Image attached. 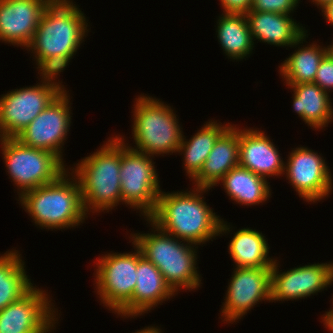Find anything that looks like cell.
<instances>
[{"mask_svg":"<svg viewBox=\"0 0 333 333\" xmlns=\"http://www.w3.org/2000/svg\"><path fill=\"white\" fill-rule=\"evenodd\" d=\"M0 144L6 171L17 186L19 197L55 181L67 170L53 153L24 146L16 138H0Z\"/></svg>","mask_w":333,"mask_h":333,"instance_id":"ba28073f","label":"cell"},{"mask_svg":"<svg viewBox=\"0 0 333 333\" xmlns=\"http://www.w3.org/2000/svg\"><path fill=\"white\" fill-rule=\"evenodd\" d=\"M245 16L253 41L296 48L308 38L305 27L296 23L290 15L250 10Z\"/></svg>","mask_w":333,"mask_h":333,"instance_id":"d6986e66","label":"cell"},{"mask_svg":"<svg viewBox=\"0 0 333 333\" xmlns=\"http://www.w3.org/2000/svg\"><path fill=\"white\" fill-rule=\"evenodd\" d=\"M145 220L153 227V232L131 233L129 237L142 255L160 270L166 284L175 294L181 288L183 291H193L200 287L201 275L196 267L198 246L165 233L148 218Z\"/></svg>","mask_w":333,"mask_h":333,"instance_id":"3957f363","label":"cell"},{"mask_svg":"<svg viewBox=\"0 0 333 333\" xmlns=\"http://www.w3.org/2000/svg\"><path fill=\"white\" fill-rule=\"evenodd\" d=\"M208 190L210 188L194 187L184 192L161 191L155 211L148 219L165 233L195 245L228 234L232 227L203 200L202 195Z\"/></svg>","mask_w":333,"mask_h":333,"instance_id":"6da1fadb","label":"cell"},{"mask_svg":"<svg viewBox=\"0 0 333 333\" xmlns=\"http://www.w3.org/2000/svg\"><path fill=\"white\" fill-rule=\"evenodd\" d=\"M19 253L13 249L0 256V311L19 300L33 287Z\"/></svg>","mask_w":333,"mask_h":333,"instance_id":"484cf974","label":"cell"},{"mask_svg":"<svg viewBox=\"0 0 333 333\" xmlns=\"http://www.w3.org/2000/svg\"><path fill=\"white\" fill-rule=\"evenodd\" d=\"M52 0H0V41L27 48Z\"/></svg>","mask_w":333,"mask_h":333,"instance_id":"2e32d148","label":"cell"},{"mask_svg":"<svg viewBox=\"0 0 333 333\" xmlns=\"http://www.w3.org/2000/svg\"><path fill=\"white\" fill-rule=\"evenodd\" d=\"M326 93L333 89V57L327 53L321 60L314 82Z\"/></svg>","mask_w":333,"mask_h":333,"instance_id":"f546056e","label":"cell"},{"mask_svg":"<svg viewBox=\"0 0 333 333\" xmlns=\"http://www.w3.org/2000/svg\"><path fill=\"white\" fill-rule=\"evenodd\" d=\"M216 32L228 58L239 61L251 55L255 43L245 14L222 13L217 20Z\"/></svg>","mask_w":333,"mask_h":333,"instance_id":"603a6c76","label":"cell"},{"mask_svg":"<svg viewBox=\"0 0 333 333\" xmlns=\"http://www.w3.org/2000/svg\"><path fill=\"white\" fill-rule=\"evenodd\" d=\"M262 130L239 129V165L263 178L284 175L285 162Z\"/></svg>","mask_w":333,"mask_h":333,"instance_id":"ac0fdd59","label":"cell"},{"mask_svg":"<svg viewBox=\"0 0 333 333\" xmlns=\"http://www.w3.org/2000/svg\"><path fill=\"white\" fill-rule=\"evenodd\" d=\"M328 48V53L333 57V42L331 43V45L327 46Z\"/></svg>","mask_w":333,"mask_h":333,"instance_id":"8d00e7d4","label":"cell"},{"mask_svg":"<svg viewBox=\"0 0 333 333\" xmlns=\"http://www.w3.org/2000/svg\"><path fill=\"white\" fill-rule=\"evenodd\" d=\"M161 329L157 326H148L145 327L143 329H140L139 331L135 332V333H161ZM133 333V332H132Z\"/></svg>","mask_w":333,"mask_h":333,"instance_id":"836d02e7","label":"cell"},{"mask_svg":"<svg viewBox=\"0 0 333 333\" xmlns=\"http://www.w3.org/2000/svg\"><path fill=\"white\" fill-rule=\"evenodd\" d=\"M86 21L72 0H52L26 50L32 51L35 63L55 55L74 56L89 31Z\"/></svg>","mask_w":333,"mask_h":333,"instance_id":"5b68a950","label":"cell"},{"mask_svg":"<svg viewBox=\"0 0 333 333\" xmlns=\"http://www.w3.org/2000/svg\"><path fill=\"white\" fill-rule=\"evenodd\" d=\"M49 296L45 290L33 286L6 306L0 311V333H50L56 329L58 309Z\"/></svg>","mask_w":333,"mask_h":333,"instance_id":"7c38bea8","label":"cell"},{"mask_svg":"<svg viewBox=\"0 0 333 333\" xmlns=\"http://www.w3.org/2000/svg\"><path fill=\"white\" fill-rule=\"evenodd\" d=\"M275 259L271 267V301L305 299L322 292L333 283V262L297 266L279 272L280 265Z\"/></svg>","mask_w":333,"mask_h":333,"instance_id":"9a60e30c","label":"cell"},{"mask_svg":"<svg viewBox=\"0 0 333 333\" xmlns=\"http://www.w3.org/2000/svg\"><path fill=\"white\" fill-rule=\"evenodd\" d=\"M322 322L325 325V328L329 329L333 333V316H323Z\"/></svg>","mask_w":333,"mask_h":333,"instance_id":"d6a6232c","label":"cell"},{"mask_svg":"<svg viewBox=\"0 0 333 333\" xmlns=\"http://www.w3.org/2000/svg\"><path fill=\"white\" fill-rule=\"evenodd\" d=\"M239 128L230 125L217 139L200 172L191 180L194 187L213 188L239 165Z\"/></svg>","mask_w":333,"mask_h":333,"instance_id":"ffe728a7","label":"cell"},{"mask_svg":"<svg viewBox=\"0 0 333 333\" xmlns=\"http://www.w3.org/2000/svg\"><path fill=\"white\" fill-rule=\"evenodd\" d=\"M73 56L55 55L53 57L42 58L36 64L38 67V74H40V82H46L59 87L62 91L65 90L57 76L60 72H63ZM40 72V73H39Z\"/></svg>","mask_w":333,"mask_h":333,"instance_id":"83f0119b","label":"cell"},{"mask_svg":"<svg viewBox=\"0 0 333 333\" xmlns=\"http://www.w3.org/2000/svg\"><path fill=\"white\" fill-rule=\"evenodd\" d=\"M224 13L246 14L251 10L252 0H220Z\"/></svg>","mask_w":333,"mask_h":333,"instance_id":"4dcf8cb0","label":"cell"},{"mask_svg":"<svg viewBox=\"0 0 333 333\" xmlns=\"http://www.w3.org/2000/svg\"><path fill=\"white\" fill-rule=\"evenodd\" d=\"M137 279L132 298L116 313L120 317L136 318L175 297L160 270L147 260L137 247Z\"/></svg>","mask_w":333,"mask_h":333,"instance_id":"e0dca14e","label":"cell"},{"mask_svg":"<svg viewBox=\"0 0 333 333\" xmlns=\"http://www.w3.org/2000/svg\"><path fill=\"white\" fill-rule=\"evenodd\" d=\"M284 173L299 197L308 203L332 193V176L325 159L307 147H296L289 153Z\"/></svg>","mask_w":333,"mask_h":333,"instance_id":"5bb4252c","label":"cell"},{"mask_svg":"<svg viewBox=\"0 0 333 333\" xmlns=\"http://www.w3.org/2000/svg\"><path fill=\"white\" fill-rule=\"evenodd\" d=\"M68 92L62 91L15 137L24 146L53 153L63 163L62 150L70 130L72 117Z\"/></svg>","mask_w":333,"mask_h":333,"instance_id":"8fae6325","label":"cell"},{"mask_svg":"<svg viewBox=\"0 0 333 333\" xmlns=\"http://www.w3.org/2000/svg\"><path fill=\"white\" fill-rule=\"evenodd\" d=\"M220 123V124H219ZM210 120L198 130L189 140L183 135L178 153L183 155L186 175L192 180L202 169L209 153L219 136L231 125Z\"/></svg>","mask_w":333,"mask_h":333,"instance_id":"d4e9b609","label":"cell"},{"mask_svg":"<svg viewBox=\"0 0 333 333\" xmlns=\"http://www.w3.org/2000/svg\"><path fill=\"white\" fill-rule=\"evenodd\" d=\"M333 0H312V2L315 3V5H317L318 8H323L326 4L332 2Z\"/></svg>","mask_w":333,"mask_h":333,"instance_id":"e575fe53","label":"cell"},{"mask_svg":"<svg viewBox=\"0 0 333 333\" xmlns=\"http://www.w3.org/2000/svg\"><path fill=\"white\" fill-rule=\"evenodd\" d=\"M328 53L327 47L314 42L298 47L292 55L279 66V74L287 86L298 83H313L319 64Z\"/></svg>","mask_w":333,"mask_h":333,"instance_id":"4316f807","label":"cell"},{"mask_svg":"<svg viewBox=\"0 0 333 333\" xmlns=\"http://www.w3.org/2000/svg\"><path fill=\"white\" fill-rule=\"evenodd\" d=\"M332 304H333V298H332ZM331 306H333V305H331ZM322 316H333V307H332V309L330 308L329 311L325 312V314Z\"/></svg>","mask_w":333,"mask_h":333,"instance_id":"d590c367","label":"cell"},{"mask_svg":"<svg viewBox=\"0 0 333 333\" xmlns=\"http://www.w3.org/2000/svg\"><path fill=\"white\" fill-rule=\"evenodd\" d=\"M293 91V109L308 126L324 129L333 120L332 100L329 94L315 83H298L288 86ZM327 125V126H326Z\"/></svg>","mask_w":333,"mask_h":333,"instance_id":"44dd1931","label":"cell"},{"mask_svg":"<svg viewBox=\"0 0 333 333\" xmlns=\"http://www.w3.org/2000/svg\"><path fill=\"white\" fill-rule=\"evenodd\" d=\"M229 199L239 205H259L270 198L271 189L267 178L256 175L240 165L231 169L221 180Z\"/></svg>","mask_w":333,"mask_h":333,"instance_id":"7402d4cb","label":"cell"},{"mask_svg":"<svg viewBox=\"0 0 333 333\" xmlns=\"http://www.w3.org/2000/svg\"><path fill=\"white\" fill-rule=\"evenodd\" d=\"M321 11L324 15V18L327 22L332 26L333 25V1L326 4L323 8H321Z\"/></svg>","mask_w":333,"mask_h":333,"instance_id":"1f68e13d","label":"cell"},{"mask_svg":"<svg viewBox=\"0 0 333 333\" xmlns=\"http://www.w3.org/2000/svg\"><path fill=\"white\" fill-rule=\"evenodd\" d=\"M300 0H252L251 10L291 15Z\"/></svg>","mask_w":333,"mask_h":333,"instance_id":"f1b7e54d","label":"cell"},{"mask_svg":"<svg viewBox=\"0 0 333 333\" xmlns=\"http://www.w3.org/2000/svg\"><path fill=\"white\" fill-rule=\"evenodd\" d=\"M118 137L122 203L148 218L155 211L161 193L154 157L132 149L123 137Z\"/></svg>","mask_w":333,"mask_h":333,"instance_id":"52a82bcc","label":"cell"},{"mask_svg":"<svg viewBox=\"0 0 333 333\" xmlns=\"http://www.w3.org/2000/svg\"><path fill=\"white\" fill-rule=\"evenodd\" d=\"M72 174L77 179L86 214L115 208L120 202V138H108L100 149L79 161ZM94 211V212H93Z\"/></svg>","mask_w":333,"mask_h":333,"instance_id":"7a4b0ae2","label":"cell"},{"mask_svg":"<svg viewBox=\"0 0 333 333\" xmlns=\"http://www.w3.org/2000/svg\"><path fill=\"white\" fill-rule=\"evenodd\" d=\"M134 252L108 253L96 259L94 281L103 306L116 314L131 298L136 286L137 246Z\"/></svg>","mask_w":333,"mask_h":333,"instance_id":"9c48e42d","label":"cell"},{"mask_svg":"<svg viewBox=\"0 0 333 333\" xmlns=\"http://www.w3.org/2000/svg\"><path fill=\"white\" fill-rule=\"evenodd\" d=\"M19 200L22 208L41 229H71L88 217L79 183L68 168L55 181L24 192Z\"/></svg>","mask_w":333,"mask_h":333,"instance_id":"277c9868","label":"cell"},{"mask_svg":"<svg viewBox=\"0 0 333 333\" xmlns=\"http://www.w3.org/2000/svg\"><path fill=\"white\" fill-rule=\"evenodd\" d=\"M221 308L222 321L240 320L260 301H271V267H236Z\"/></svg>","mask_w":333,"mask_h":333,"instance_id":"4fadbf2b","label":"cell"},{"mask_svg":"<svg viewBox=\"0 0 333 333\" xmlns=\"http://www.w3.org/2000/svg\"><path fill=\"white\" fill-rule=\"evenodd\" d=\"M41 83L1 95L0 138H15L62 92L53 84Z\"/></svg>","mask_w":333,"mask_h":333,"instance_id":"30bf717a","label":"cell"},{"mask_svg":"<svg viewBox=\"0 0 333 333\" xmlns=\"http://www.w3.org/2000/svg\"><path fill=\"white\" fill-rule=\"evenodd\" d=\"M228 250L235 267H272L275 258L269 257L267 240L262 232L242 228L233 234Z\"/></svg>","mask_w":333,"mask_h":333,"instance_id":"cb8c5ba5","label":"cell"},{"mask_svg":"<svg viewBox=\"0 0 333 333\" xmlns=\"http://www.w3.org/2000/svg\"><path fill=\"white\" fill-rule=\"evenodd\" d=\"M135 101L132 138L136 146H128L152 157L177 153L183 131L174 109L149 95L141 94Z\"/></svg>","mask_w":333,"mask_h":333,"instance_id":"8992f818","label":"cell"}]
</instances>
